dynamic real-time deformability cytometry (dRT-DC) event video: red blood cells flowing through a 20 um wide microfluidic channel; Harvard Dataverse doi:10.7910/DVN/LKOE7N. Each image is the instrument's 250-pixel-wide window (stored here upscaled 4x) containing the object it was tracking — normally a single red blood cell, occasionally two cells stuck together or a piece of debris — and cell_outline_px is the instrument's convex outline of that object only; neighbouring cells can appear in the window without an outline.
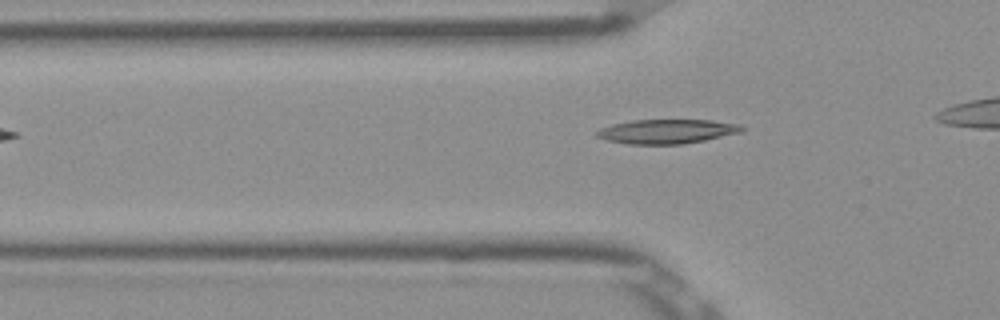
{"species": "Egyptian fruit bat (a non-hibernating species)", "species_latin": "Rousettus aegyptiacus", "temperature_condition": "room temperature", "stored_images_in_passage": 29, "camera_frame_rate_fps": 3000, "um_per_image_px": 0.085, "frame": {"image": 1, "passage_image": 4, "time_ms": 1.0, "image_size_px": [1000, 320], "cell_outline_px": [[748, 128], [740, 132], [704, 140], [684, 144], [628, 144], [608, 140], [596, 136], [592, 132], [600, 128], [612, 124], [632, 120], [712, 120], [740, 124]], "centroid_in_image_um": [56.67, 11.16], "position_along_channel_um": 69.1, "area_um2": 20.63}}
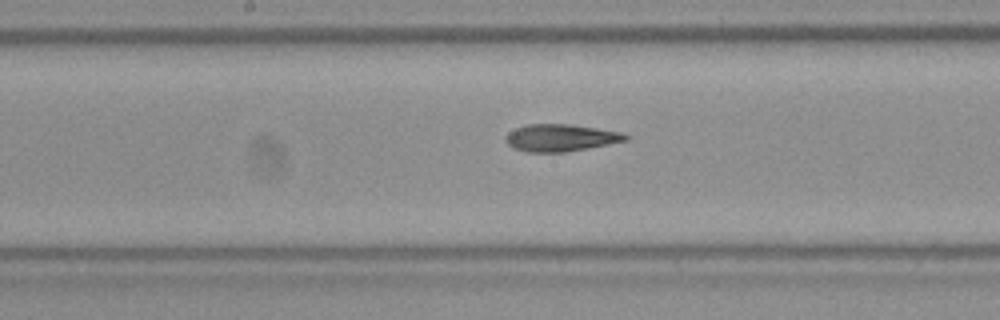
{"frame": {"image": 2, "passage_image": 14, "time_ms": 4.333, "image_size_px": [1000, 320], "cell_outline_px": [[628, 140], [588, 148], [564, 152], [528, 152], [512, 148], [504, 140], [504, 136], [508, 132], [516, 128], [528, 124], [568, 124], [624, 132], [628, 136]], "centroid_in_image_um": [47.63, 11.71], "position_along_channel_um": 200.6, "area_um2": 19.02}}
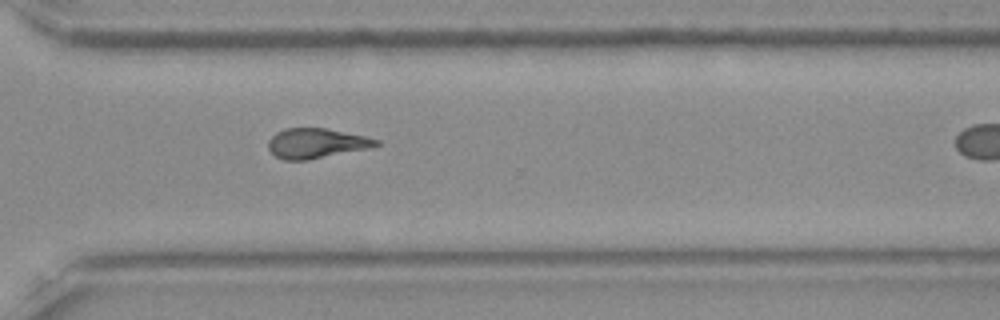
{"frame": {"image": 3, "passage_image": 25, "time_ms": 8.0, "image_size_px": [1000, 320], "cell_outline_px": [[380, 144], [372, 148], [308, 160], [284, 160], [276, 156], [268, 148], [268, 140], [276, 132], [284, 128], [324, 128], [364, 136], [380, 140]], "centroid_in_image_um": [26.89, 12.18], "position_along_channel_um": 343.7, "area_um2": 18.84}}